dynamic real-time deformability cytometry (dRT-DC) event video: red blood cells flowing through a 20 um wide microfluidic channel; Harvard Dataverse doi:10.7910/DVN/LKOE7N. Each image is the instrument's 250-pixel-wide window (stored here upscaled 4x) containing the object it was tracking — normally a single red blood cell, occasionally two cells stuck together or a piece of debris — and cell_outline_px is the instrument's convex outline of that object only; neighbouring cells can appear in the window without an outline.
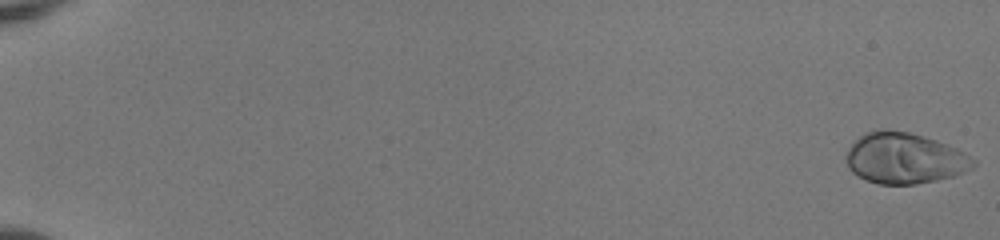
{"species": "human", "species_latin": "Homo sapiens", "temperature_condition": "room temperature", "stored_images_in_passage": 54, "camera_frame_rate_fps": 3000, "um_per_image_px": 0.085, "donor": {"sex": "female"}, "frame": {"image": 1, "passage_image": 1, "time_ms": 0.0, "image_size_px": [1000, 240], "cell_outline_px": [[976, 164], [972, 168], [964, 172], [952, 176], [936, 180], [916, 184], [876, 184], [864, 180], [852, 172], [848, 168], [844, 160], [844, 156], [852, 140], [864, 132], [876, 128], [884, 128], [908, 132], [924, 136], [936, 140], [956, 148], [964, 152], [976, 160]], "centroid_in_image_um": [76.81, 13.43], "position_along_channel_um": 8.2, "area_um2": 38.44}}
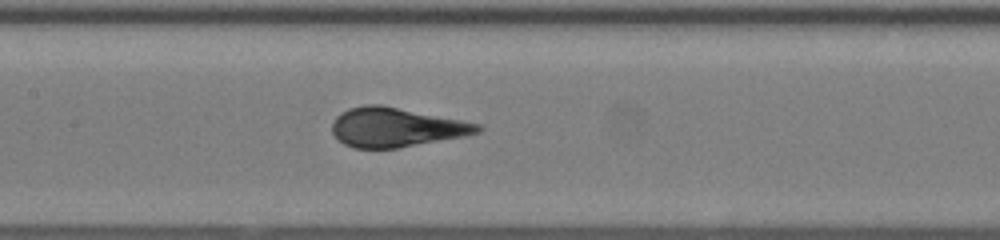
{"frame": {"image": 2, "passage_image": 29, "time_ms": 9.333, "image_size_px": [1000, 240], "cell_outline_px": [[484, 128], [480, 132], [464, 136], [396, 148], [352, 148], [344, 144], [332, 132], [332, 124], [336, 116], [340, 112], [348, 108], [364, 104], [380, 104], [484, 124]], "centroid_in_image_um": [33.68, 10.8], "position_along_channel_um": 173.7, "area_um2": 33.41}}
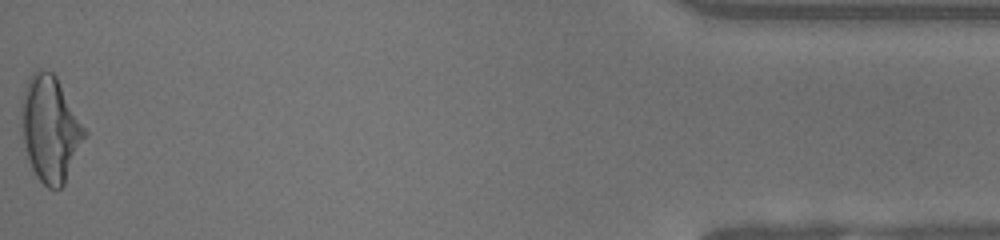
{"frame": {"image": 3, "passage_image": 54, "time_ms": 17.667, "image_size_px": [1000, 240], "cell_outline_px": [[88, 136], [64, 184], [56, 192], [48, 188], [36, 176], [28, 160], [24, 144], [20, 116], [20, 100], [24, 88], [32, 72], [40, 68], [52, 72], [56, 76], [88, 132]], "centroid_in_image_um": [4.28, 10.96], "position_along_channel_um": 430.9, "area_um2": 39.59}, "authors_computed_cell_mechanics": {"area_um2": 34.2465, "velocity_mm_per_s": 4.0091, "shape_relaxation_time_tau1_ms": 6.6246, "shape_relaxation_time_tau2_ms": null, "deformation_change_tau1": 0.3016, "deformation_change_tau2": null}}